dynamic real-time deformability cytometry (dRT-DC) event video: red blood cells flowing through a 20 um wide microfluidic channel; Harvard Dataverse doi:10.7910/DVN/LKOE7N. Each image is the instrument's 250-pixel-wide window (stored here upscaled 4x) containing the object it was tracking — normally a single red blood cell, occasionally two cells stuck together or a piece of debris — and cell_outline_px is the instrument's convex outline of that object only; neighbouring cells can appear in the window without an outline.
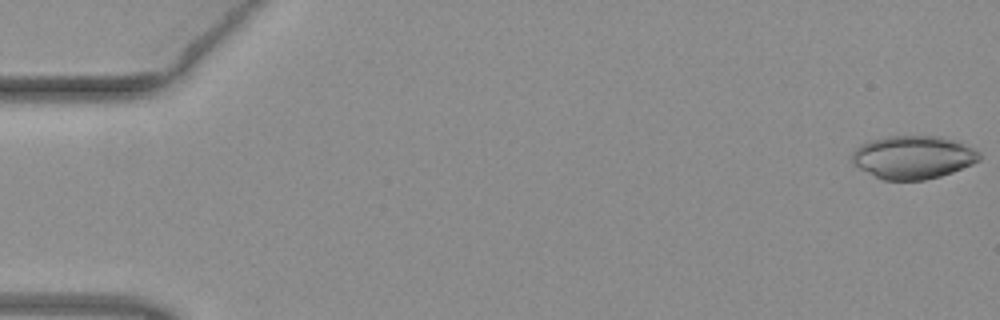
{"species": "common noctule bat (a hibernating species)", "species_latin": "Nyctalus noctula", "temperature_condition": "warm", "stored_images_in_passage": 8, "camera_frame_rate_fps": 3000, "um_per_image_px": 0.085, "animal": {"sex": "female", "body_mass_g": 19.3, "forearm_length_mm": 54.1}, "frame": {"image": 1, "passage_image": 1, "time_ms": 0.0, "image_size_px": [1000, 320], "cell_outline_px": [[980, 160], [972, 164], [952, 172], [940, 176], [924, 180], [884, 180], [860, 168], [852, 160], [852, 152], [856, 148], [872, 140], [888, 136], [940, 136], [956, 140], [980, 152]], "centroid_in_image_um": [77.65, 13.36], "position_along_channel_um": 7.3, "area_um2": 31.67}}